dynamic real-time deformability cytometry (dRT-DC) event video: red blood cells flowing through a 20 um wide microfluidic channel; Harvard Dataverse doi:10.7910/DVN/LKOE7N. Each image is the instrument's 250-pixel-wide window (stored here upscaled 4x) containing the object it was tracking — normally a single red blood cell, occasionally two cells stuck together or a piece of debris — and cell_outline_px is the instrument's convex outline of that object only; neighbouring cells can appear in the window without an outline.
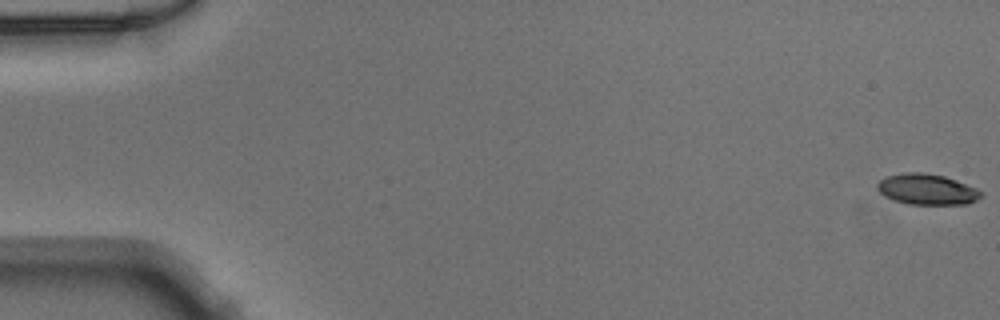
{"species": "Egyptian fruit bat (a non-hibernating species)", "species_latin": "Rousettus aegyptiacus", "temperature_condition": "warm", "stored_images_in_passage": 51, "camera_frame_rate_fps": 3000, "um_per_image_px": 0.085, "animal": {"sex": "male"}, "frame": {"image": 1, "passage_image": 1, "time_ms": 0.0, "image_size_px": [1000, 320], "cell_outline_px": [[980, 196], [976, 200], [968, 204], [908, 204], [892, 200], [884, 196], [876, 188], [876, 184], [880, 180], [888, 176], [904, 172], [924, 172], [944, 176], [956, 180], [976, 188], [980, 192]], "centroid_in_image_um": [78.74, 16.09], "position_along_channel_um": 6.3, "area_um2": 18.55}}
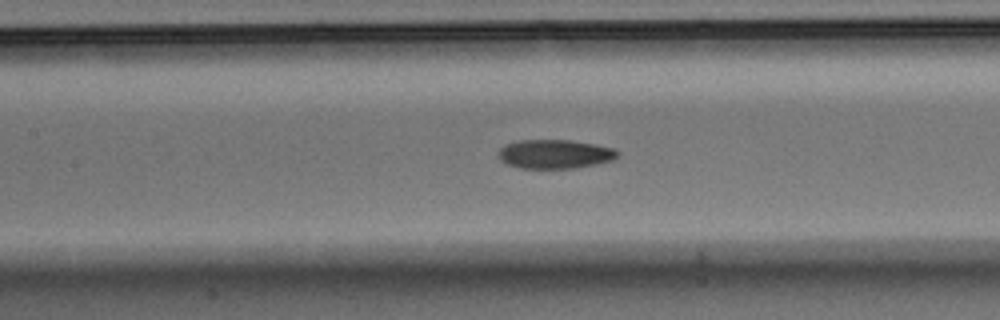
{"frame": {"image": 2, "passage_image": 24, "time_ms": 7.667, "image_size_px": [1000, 320], "cell_outline_px": [[620, 152], [612, 160], [596, 164], [576, 168], [520, 168], [508, 164], [500, 160], [500, 148], [504, 144], [516, 140], [572, 140], [612, 148]], "centroid_in_image_um": [47.14, 13.09], "position_along_channel_um": 160.3, "area_um2": 20.0}}
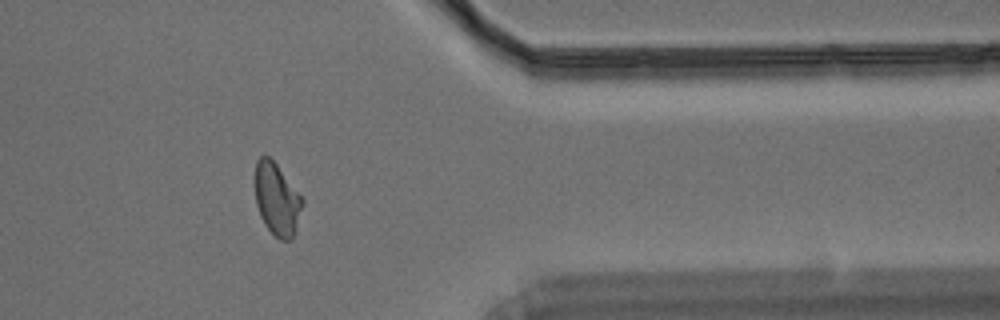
{"frame": {"image": 3, "passage_image": 42, "time_ms": 13.667, "image_size_px": [1000, 320], "cell_outline_px": [[304, 200], [296, 228], [292, 240], [280, 240], [264, 224], [260, 216], [256, 204], [252, 184], [256, 160], [260, 156], [268, 156], [276, 164]], "centroid_in_image_um": [23.48, 16.91], "position_along_channel_um": 387.9, "area_um2": 20.17}}